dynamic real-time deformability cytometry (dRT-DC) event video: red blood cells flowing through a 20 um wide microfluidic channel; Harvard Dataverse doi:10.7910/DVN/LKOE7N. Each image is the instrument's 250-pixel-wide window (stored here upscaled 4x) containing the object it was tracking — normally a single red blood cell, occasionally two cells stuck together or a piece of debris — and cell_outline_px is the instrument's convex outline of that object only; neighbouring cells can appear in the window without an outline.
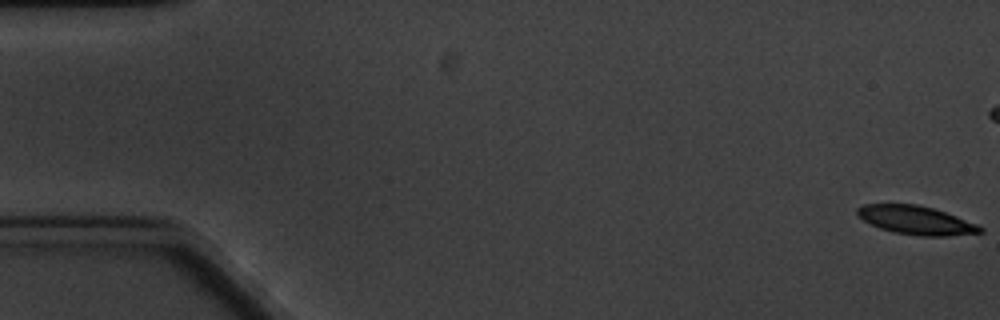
{"species": "common noctule bat (a hibernating species)", "species_latin": "Nyctalus noctula", "temperature_condition": "cold", "stored_images_in_passage": 6, "camera_frame_rate_fps": 3000, "um_per_image_px": 0.085, "animal": {"sex": "male", "body_mass_g": 20.1, "forearm_length_mm": 53.5}, "frame": {"image": 1, "passage_image": 1, "time_ms": 0.0, "image_size_px": [1000, 320], "cell_outline_px": [[984, 232], [948, 236], [920, 236], [892, 232], [880, 228], [864, 220], [856, 212], [856, 208], [864, 204], [916, 204], [932, 208], [980, 224], [984, 228]], "centroid_in_image_um": [77.91, 18.72], "position_along_channel_um": 7.1, "area_um2": 20.46}}